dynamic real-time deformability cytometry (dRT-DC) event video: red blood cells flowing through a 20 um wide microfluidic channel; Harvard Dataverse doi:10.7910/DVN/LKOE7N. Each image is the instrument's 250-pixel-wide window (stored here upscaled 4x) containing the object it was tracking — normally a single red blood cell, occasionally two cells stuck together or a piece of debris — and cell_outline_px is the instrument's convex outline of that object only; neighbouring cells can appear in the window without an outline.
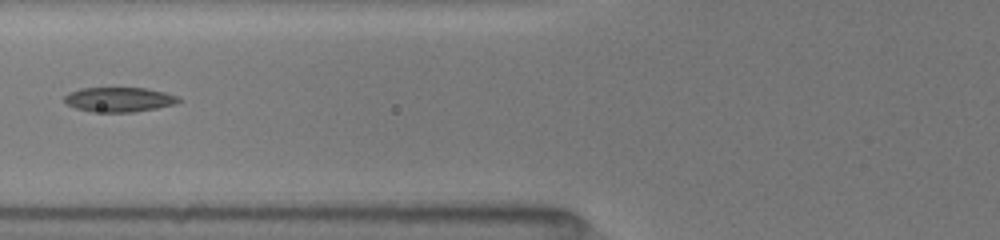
{"species": "common noctule bat (a hibernating species)", "species_latin": "Nyctalus noctula", "temperature_condition": "room temperature", "stored_images_in_passage": 11, "camera_frame_rate_fps": 3000, "um_per_image_px": 0.085, "animal": {"sex": "female", "body_mass_g": 19.5, "forearm_length_mm": 54.1}, "frame": {"image": 1, "passage_image": 4, "time_ms": 3.0, "image_size_px": [1000, 240], "cell_outline_px": [[184, 100], [176, 104], [156, 108], [132, 112], [92, 112], [76, 108], [68, 104], [64, 100], [64, 96], [68, 92], [80, 88], [148, 88], [180, 96]], "centroid_in_image_um": [10.17, 8.45], "position_along_channel_um": 115.6, "area_um2": 16.59}}